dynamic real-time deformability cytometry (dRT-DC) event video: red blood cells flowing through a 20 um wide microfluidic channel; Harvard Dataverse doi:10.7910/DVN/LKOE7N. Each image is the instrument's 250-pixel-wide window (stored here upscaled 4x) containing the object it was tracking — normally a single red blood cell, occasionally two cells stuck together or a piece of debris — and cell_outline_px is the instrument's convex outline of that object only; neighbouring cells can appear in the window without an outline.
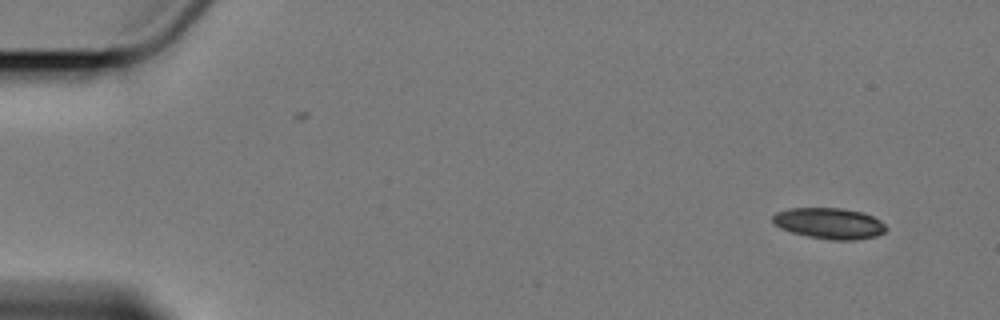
{"species": "Egyptian fruit bat (a non-hibernating species)", "species_latin": "Rousettus aegyptiacus", "temperature_condition": "cold", "stored_images_in_passage": 2, "camera_frame_rate_fps": 3000, "um_per_image_px": 0.085, "animal": {"sex": "female"}, "frame": {"image": 1, "passage_image": 2, "time_ms": 2.333, "image_size_px": [1000, 320], "cell_outline_px": [[888, 228], [884, 232], [876, 236], [856, 240], [832, 240], [808, 236], [792, 232], [780, 228], [772, 224], [772, 216], [776, 212], [788, 208], [840, 208], [860, 212], [872, 216], [880, 220]], "centroid_in_image_um": [70.46, 18.98], "position_along_channel_um": 14.5, "area_um2": 20.52}}